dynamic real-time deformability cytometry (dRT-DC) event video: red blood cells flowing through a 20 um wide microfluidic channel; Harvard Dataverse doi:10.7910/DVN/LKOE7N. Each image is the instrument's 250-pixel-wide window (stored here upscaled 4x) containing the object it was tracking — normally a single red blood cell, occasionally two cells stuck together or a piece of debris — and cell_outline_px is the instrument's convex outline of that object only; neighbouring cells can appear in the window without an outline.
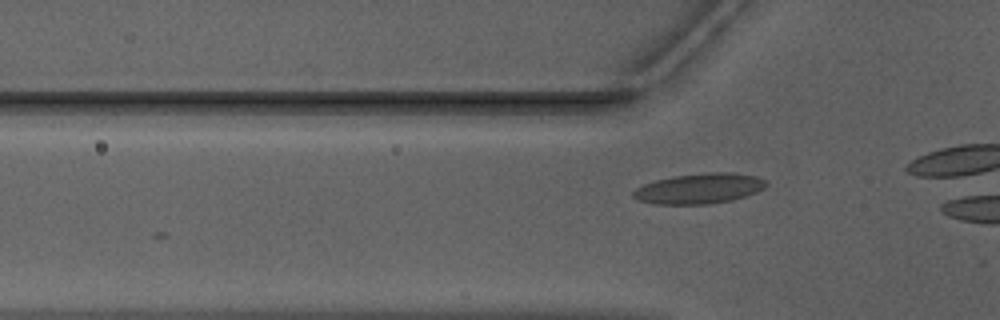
{"species": "Egyptian fruit bat (a non-hibernating species)", "species_latin": "Rousettus aegyptiacus", "temperature_condition": "warm", "stored_images_in_passage": 6, "camera_frame_rate_fps": 3000, "um_per_image_px": 0.085, "animal": {"sex": "male"}, "frame": {"image": 1, "passage_image": 6, "time_ms": 1.667, "image_size_px": [1000, 320], "cell_outline_px": [[768, 184], [764, 188], [756, 192], [732, 200], [708, 204], [656, 204], [640, 200], [632, 196], [632, 192], [636, 188], [644, 184], [656, 180], [676, 176], [708, 172], [732, 172], [756, 176], [764, 180]], "centroid_in_image_um": [59.45, 16.02], "position_along_channel_um": 66.3, "area_um2": 23.29}}